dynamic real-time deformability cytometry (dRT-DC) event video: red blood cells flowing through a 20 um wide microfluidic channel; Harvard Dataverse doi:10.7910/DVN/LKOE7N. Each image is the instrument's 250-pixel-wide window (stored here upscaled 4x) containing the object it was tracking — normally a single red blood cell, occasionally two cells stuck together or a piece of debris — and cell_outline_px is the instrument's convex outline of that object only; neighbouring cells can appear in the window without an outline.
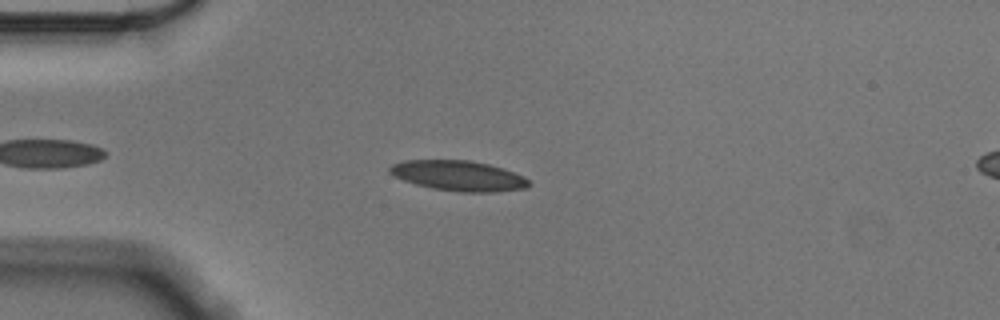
{"species": "Egyptian fruit bat (a non-hibernating species)", "species_latin": "Rousettus aegyptiacus", "temperature_condition": "cold", "stored_images_in_passage": 46, "camera_frame_rate_fps": 3000, "um_per_image_px": 0.085, "animal": {"sex": "male"}, "frame": {"image": 1, "passage_image": 8, "time_ms": 2.333, "image_size_px": [1000, 320], "cell_outline_px": [[532, 184], [524, 188], [492, 192], [460, 192], [432, 188], [416, 184], [404, 180], [388, 172], [388, 168], [392, 164], [404, 160], [468, 160], [488, 164], [504, 168], [524, 176]], "centroid_in_image_um": [38.98, 14.93], "position_along_channel_um": 46.0, "area_um2": 24.45}}
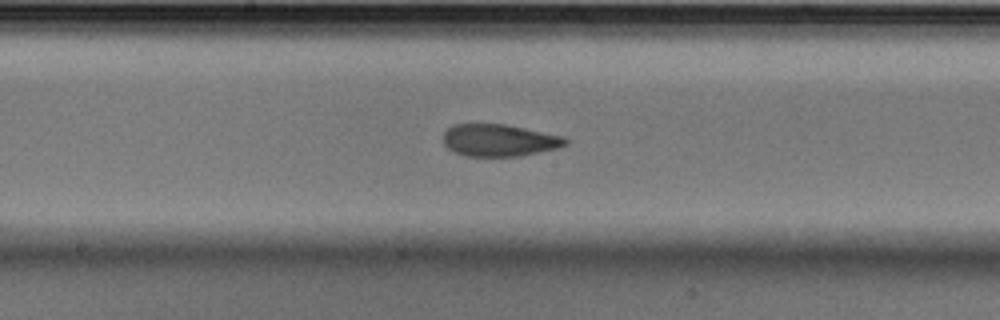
{"frame": {"image": 2, "passage_image": 23, "time_ms": 7.333, "image_size_px": [1000, 320], "cell_outline_px": [[568, 144], [556, 148], [520, 156], [464, 156], [452, 152], [444, 144], [444, 132], [452, 124], [504, 124], [564, 136], [568, 140]], "centroid_in_image_um": [42.41, 11.92], "position_along_channel_um": 205.8, "area_um2": 22.89}}
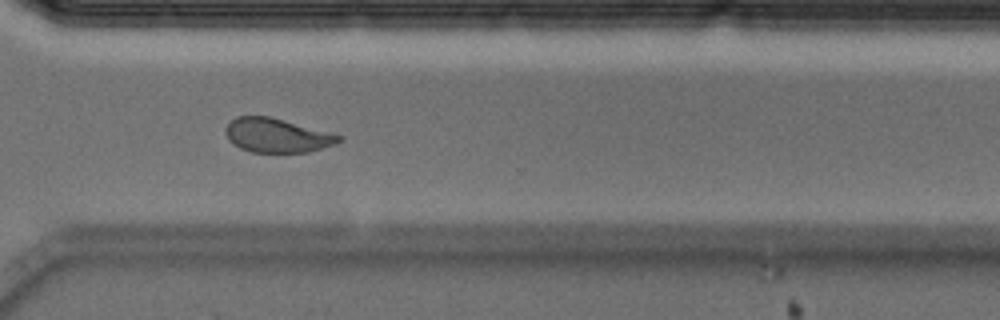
{"frame": {"image": 3, "passage_image": 35, "time_ms": 11.333, "image_size_px": [1000, 320], "cell_outline_px": [[344, 140], [336, 144], [308, 152], [252, 152], [240, 148], [232, 144], [228, 140], [224, 132], [224, 128], [236, 116], [268, 116], [284, 120], [344, 136]], "centroid_in_image_um": [23.53, 11.51], "position_along_channel_um": 347.1, "area_um2": 22.6}, "authors_computed_cell_mechanics": {"area_um2": 23.2645, "velocity_mm_per_s": 3.5444, "shape_relaxation_time_tau1_ms": 5.2886, "shape_relaxation_time_tau2_ms": 1.7091, "deformation_change_tau1": 0.1669, "deformation_change_tau2": 0.0611}}